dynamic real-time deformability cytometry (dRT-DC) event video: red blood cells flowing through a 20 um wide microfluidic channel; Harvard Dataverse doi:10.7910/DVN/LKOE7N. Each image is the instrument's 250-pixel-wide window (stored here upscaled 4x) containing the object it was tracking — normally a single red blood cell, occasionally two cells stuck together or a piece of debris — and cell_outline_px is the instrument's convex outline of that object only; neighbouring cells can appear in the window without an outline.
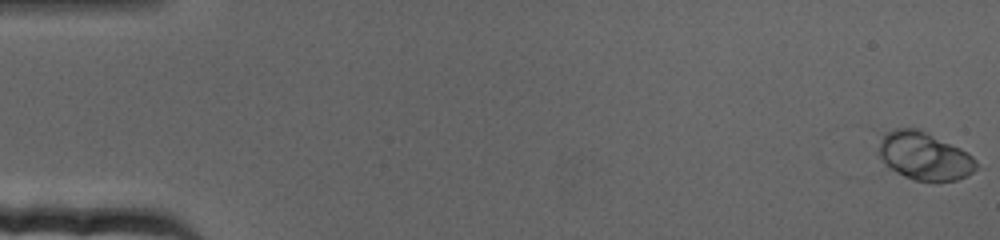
{"species": "human", "species_latin": "Homo sapiens", "temperature_condition": "cold", "stored_images_in_passage": 71, "camera_frame_rate_fps": 3000, "um_per_image_px": 0.085, "donor": {"sex": "female"}, "frame": {"image": 1, "passage_image": 1, "time_ms": 0.0, "image_size_px": [1000, 240], "cell_outline_px": [[976, 168], [968, 176], [956, 180], [916, 180], [904, 176], [888, 168], [884, 164], [880, 156], [880, 144], [884, 132], [896, 128], [916, 128], [960, 148], [968, 152], [976, 160]], "centroid_in_image_um": [78.56, 13.26], "position_along_channel_um": 6.4, "area_um2": 26.82}}
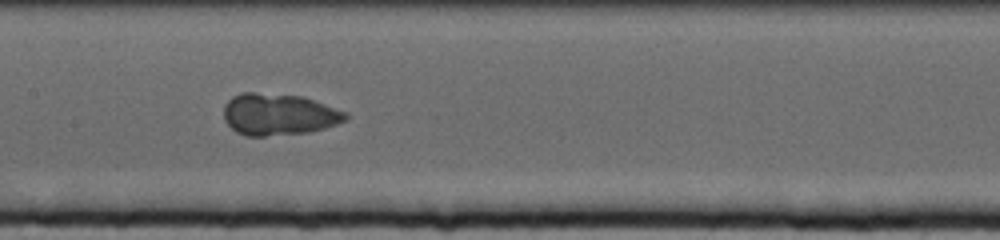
{"frame": {"image": 2, "passage_image": 36, "time_ms": 11.667, "image_size_px": [1000, 240], "cell_outline_px": [[348, 120], [324, 128], [308, 132], [264, 136], [244, 136], [236, 132], [224, 120], [224, 104], [232, 96], [240, 92], [256, 92], [304, 96], [348, 112]], "centroid_in_image_um": [23.69, 9.71], "position_along_channel_um": 183.7, "area_um2": 29.94}}
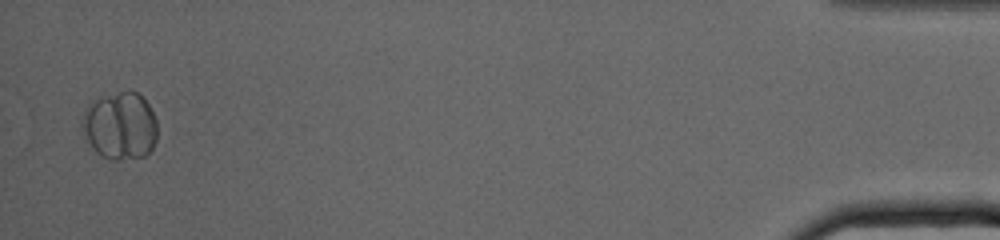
{"frame": {"image": 3, "passage_image": 70, "time_ms": 23.0, "image_size_px": [1000, 240], "cell_outline_px": [[156, 140], [152, 148], [144, 156], [116, 160], [112, 160], [100, 156], [88, 148], [80, 124], [88, 108], [96, 100], [104, 96], [128, 88], [136, 92], [148, 104], [156, 120]], "centroid_in_image_um": [10.18, 10.72], "position_along_channel_um": 425.0, "area_um2": 29.77}}